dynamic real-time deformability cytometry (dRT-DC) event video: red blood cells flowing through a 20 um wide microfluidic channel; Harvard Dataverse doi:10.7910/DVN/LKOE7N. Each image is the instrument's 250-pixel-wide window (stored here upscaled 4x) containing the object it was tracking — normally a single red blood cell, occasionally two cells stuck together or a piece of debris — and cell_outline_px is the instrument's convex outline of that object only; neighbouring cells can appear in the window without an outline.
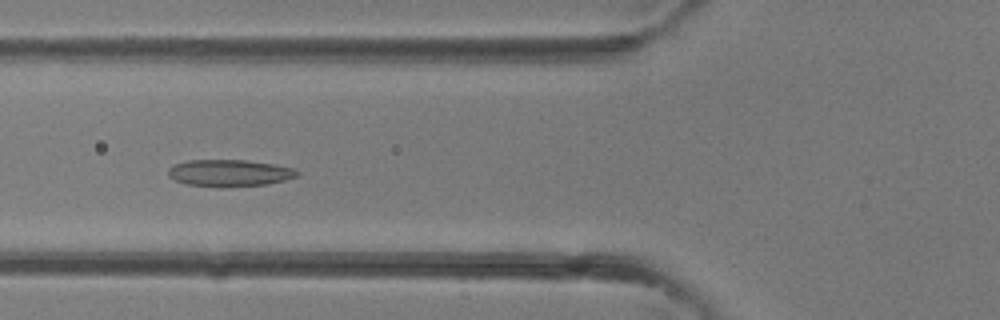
{"species": "common noctule bat (a hibernating species)", "species_latin": "Nyctalus noctula", "temperature_condition": "room temperature", "stored_images_in_passage": 41, "camera_frame_rate_fps": 3000, "um_per_image_px": 0.085, "animal": {"sex": "female"}, "frame": {"image": 1, "passage_image": 16, "time_ms": 5.0, "image_size_px": [1000, 320], "cell_outline_px": [[300, 172], [296, 176], [284, 180], [268, 184], [220, 188], [184, 184], [168, 176], [168, 168], [176, 164], [188, 160], [244, 160], [272, 164], [296, 168]], "centroid_in_image_um": [19.49, 14.72], "position_along_channel_um": 106.3, "area_um2": 20.35}}
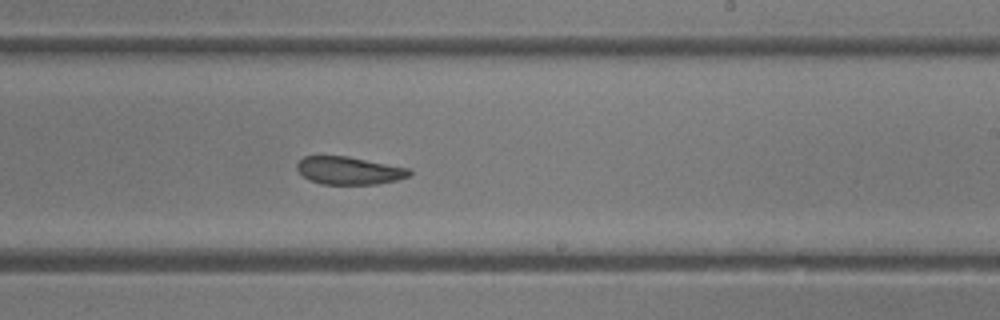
{"frame": {"image": 2, "passage_image": 25, "time_ms": 8.0, "image_size_px": [1000, 320], "cell_outline_px": [[412, 172], [408, 176], [396, 180], [376, 184], [320, 184], [308, 180], [296, 168], [296, 164], [304, 156], [348, 156], [408, 168]], "centroid_in_image_um": [29.64, 14.5], "position_along_channel_um": 259.4, "area_um2": 18.09}}
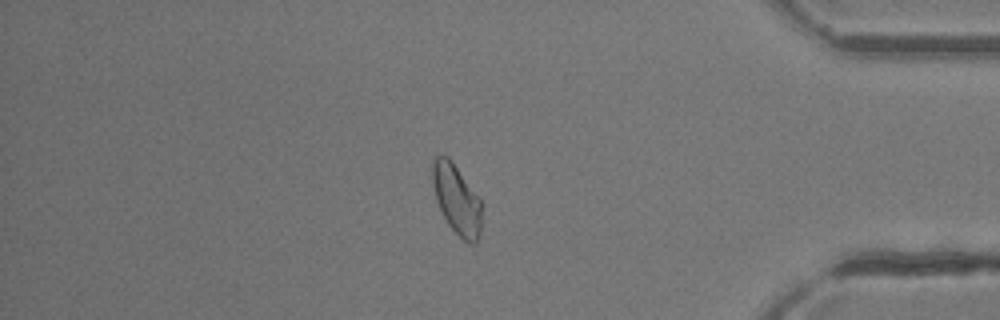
{"frame": {"image": 3, "passage_image": 35, "time_ms": 11.333, "image_size_px": [1000, 320], "cell_outline_px": [[484, 204], [480, 236], [476, 244], [468, 244], [448, 224], [436, 200], [432, 184], [432, 160], [436, 156], [448, 156], [452, 160]], "centroid_in_image_um": [38.86, 16.96], "position_along_channel_um": 396.3, "area_um2": 20.4}}